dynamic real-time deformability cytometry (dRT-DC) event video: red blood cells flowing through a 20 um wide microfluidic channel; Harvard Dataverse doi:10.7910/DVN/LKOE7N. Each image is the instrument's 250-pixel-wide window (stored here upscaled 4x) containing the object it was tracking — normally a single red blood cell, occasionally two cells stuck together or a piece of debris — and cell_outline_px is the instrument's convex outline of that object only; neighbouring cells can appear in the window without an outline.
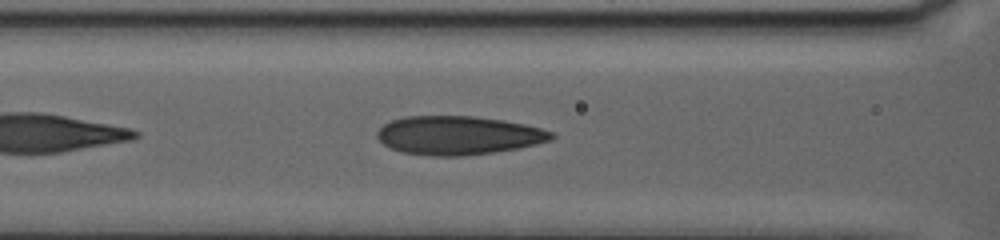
{"species": "human", "species_latin": "Homo sapiens", "temperature_condition": "warm", "stored_images_in_passage": 50, "camera_frame_rate_fps": 3000, "um_per_image_px": 0.085, "donor": {"sex": "female"}, "frame": {"image": 1, "passage_image": 11, "time_ms": 3.333, "image_size_px": [1000, 240], "cell_outline_px": [[556, 136], [552, 140], [536, 144], [516, 148], [492, 152], [460, 156], [432, 156], [400, 152], [384, 144], [376, 136], [376, 132], [384, 124], [392, 120], [404, 116], [476, 116], [504, 120], [524, 124], [540, 128], [552, 132]], "centroid_in_image_um": [38.94, 11.5], "position_along_channel_um": 127.7, "area_um2": 39.25}}
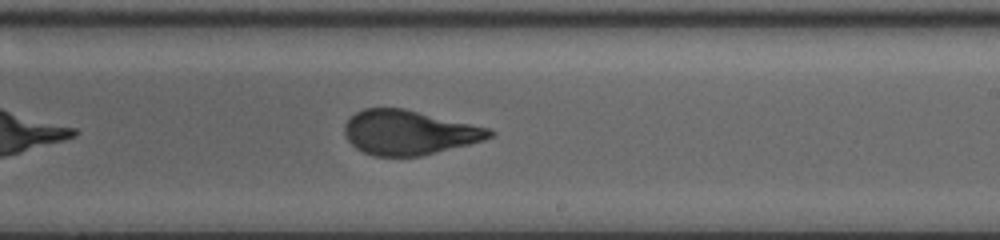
{"frame": {"image": 2, "passage_image": 28, "time_ms": 9.0, "image_size_px": [1000, 240], "cell_outline_px": [[496, 132], [492, 136], [484, 140], [420, 156], [372, 156], [356, 148], [344, 136], [344, 124], [356, 112], [364, 108], [404, 108], [492, 128]], "centroid_in_image_um": [34.77, 11.25], "position_along_channel_um": 254.2, "area_um2": 37.69}}
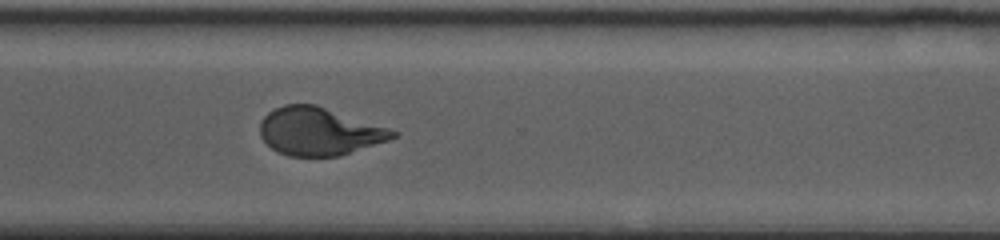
{"frame": {"image": 3, "passage_image": 40, "time_ms": 13.0, "image_size_px": [1000, 240], "cell_outline_px": [[400, 132], [396, 136], [388, 140], [340, 156], [288, 156], [272, 148], [260, 136], [260, 120], [272, 108], [284, 104], [316, 104], [392, 128]], "centroid_in_image_um": [27.15, 11.15], "position_along_channel_um": 343.5, "area_um2": 37.34}}